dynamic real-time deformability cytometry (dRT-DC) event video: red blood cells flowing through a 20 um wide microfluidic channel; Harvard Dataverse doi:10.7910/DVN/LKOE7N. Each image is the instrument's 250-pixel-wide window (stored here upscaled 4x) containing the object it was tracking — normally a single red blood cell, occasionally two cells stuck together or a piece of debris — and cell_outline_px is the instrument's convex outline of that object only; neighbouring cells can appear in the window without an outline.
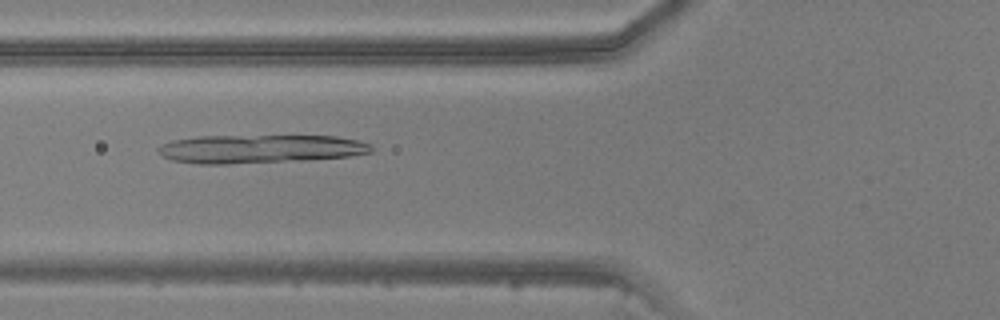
{"species": "common noctule bat (a hibernating species)", "species_latin": "Nyctalus noctula", "temperature_condition": "warm", "stored_images_in_passage": 48, "camera_frame_rate_fps": 3000, "um_per_image_px": 0.085, "animal": {"sex": "male", "body_mass_g": 20.5, "forearm_length_mm": 52.5}, "frame": {"image": 1, "passage_image": 19, "time_ms": 6.0, "image_size_px": [1000, 320], "cell_outline_px": [[372, 152], [352, 156], [308, 160], [228, 164], [196, 164], [172, 160], [156, 152], [156, 148], [160, 144], [172, 140], [196, 136], [336, 136], [356, 140], [372, 144]], "centroid_in_image_um": [22.07, 12.66], "position_along_channel_um": 103.7, "area_um2": 35.78}}
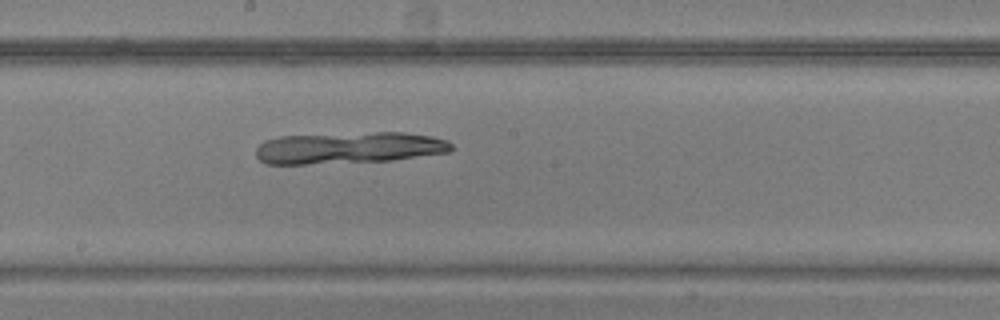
{"frame": {"image": 2, "passage_image": 27, "time_ms": 8.667, "image_size_px": [1000, 320], "cell_outline_px": [[452, 148], [448, 152], [392, 160], [304, 164], [264, 164], [256, 156], [256, 148], [264, 140], [280, 136], [376, 132], [404, 132], [432, 136], [448, 140], [452, 144]], "centroid_in_image_um": [29.64, 12.56], "position_along_channel_um": 218.6, "area_um2": 36.01}}
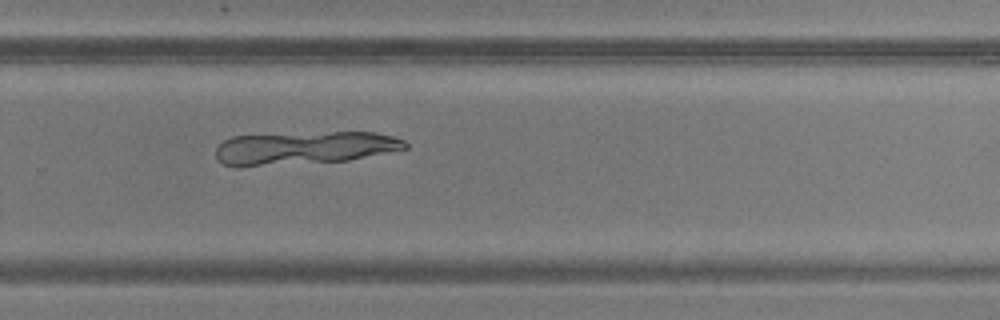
{"frame": {"image": 3, "passage_image": 33, "time_ms": 10.667, "image_size_px": [1000, 320], "cell_outline_px": [[408, 148], [348, 160], [240, 168], [236, 168], [220, 164], [216, 160], [216, 148], [224, 140], [232, 136], [332, 132], [376, 132], [392, 136], [404, 140], [408, 144]], "centroid_in_image_um": [25.78, 12.6], "position_along_channel_um": 304.0, "area_um2": 36.82}}